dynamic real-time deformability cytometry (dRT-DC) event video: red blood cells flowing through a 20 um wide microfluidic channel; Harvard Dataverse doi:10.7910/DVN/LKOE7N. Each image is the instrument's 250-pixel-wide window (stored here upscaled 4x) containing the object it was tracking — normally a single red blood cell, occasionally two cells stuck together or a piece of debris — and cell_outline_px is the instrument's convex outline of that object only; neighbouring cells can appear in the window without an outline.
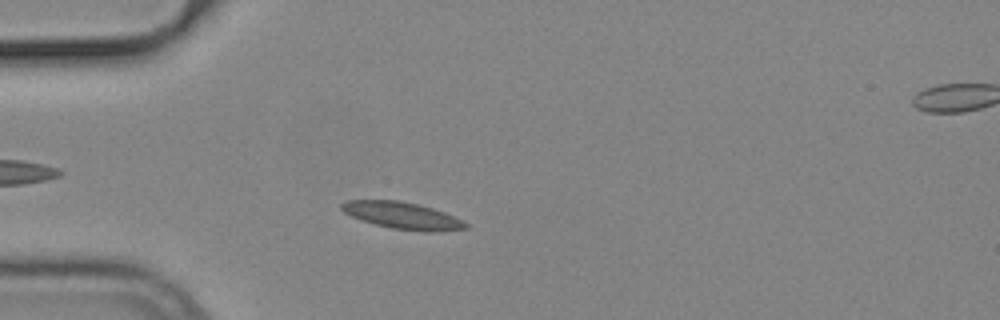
{"species": "common noctule bat (a hibernating species)", "species_latin": "Nyctalus noctula", "temperature_condition": "cold", "stored_images_in_passage": 50, "camera_frame_rate_fps": 3000, "um_per_image_px": 0.085, "animal": {"sex": "male", "body_mass_g": 19.2, "forearm_length_mm": 51.8}, "frame": {"image": 1, "passage_image": 11, "time_ms": 3.333, "image_size_px": [1000, 320], "cell_outline_px": [[468, 228], [436, 232], [424, 232], [392, 228], [360, 220], [344, 212], [340, 208], [340, 204], [344, 200], [400, 200], [420, 204], [444, 212], [468, 224]], "centroid_in_image_um": [34.18, 18.31], "position_along_channel_um": 50.8, "area_um2": 19.48}}
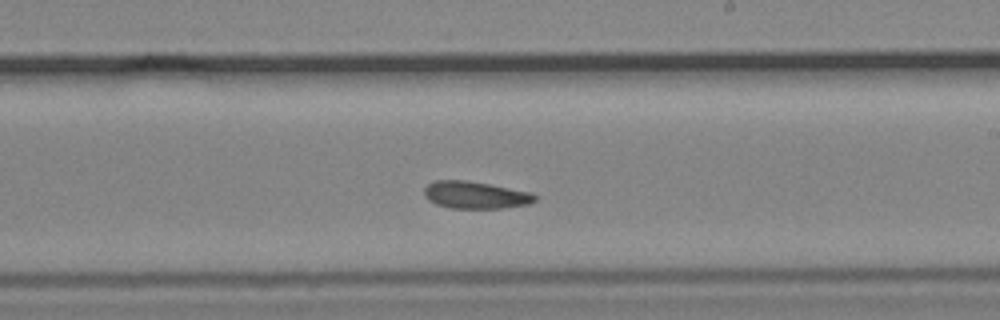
{"frame": {"image": 2, "passage_image": 28, "time_ms": 9.0, "image_size_px": [1000, 320], "cell_outline_px": [[536, 200], [528, 204], [500, 208], [452, 208], [436, 204], [428, 200], [424, 196], [424, 188], [432, 180], [468, 180], [532, 192], [536, 196]], "centroid_in_image_um": [40.38, 16.56], "position_along_channel_um": 248.6, "area_um2": 17.63}}
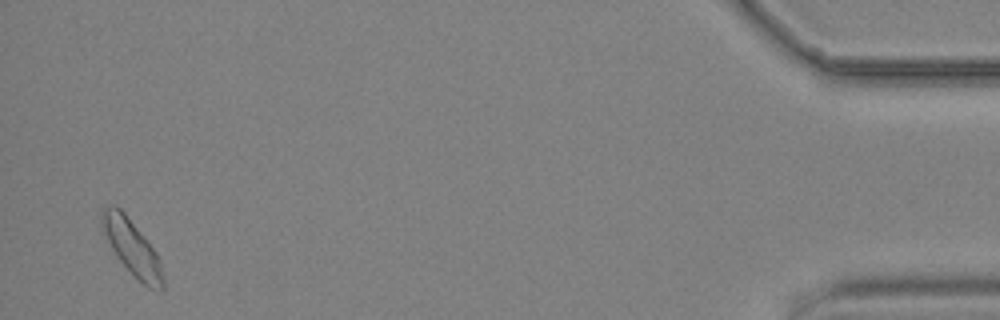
{"frame": {"image": 3, "passage_image": 49, "time_ms": 16.0, "image_size_px": [1000, 320], "cell_outline_px": [[164, 288], [160, 292], [148, 288], [116, 256], [100, 228], [100, 212], [104, 208], [112, 204], [120, 208], [124, 212], [156, 252], [160, 260], [164, 280]], "centroid_in_image_um": [11.2, 21.02], "position_along_channel_um": 424.0, "area_um2": 19.59}, "authors_computed_cell_mechanics": {"area_um2": 17.9758, "velocity_mm_per_s": 3.7212, "shape_relaxation_time_tau1_ms": 10.8932, "shape_relaxation_time_tau2_ms": null, "deformation_change_tau1": 0.1525, "deformation_change_tau2": null}}